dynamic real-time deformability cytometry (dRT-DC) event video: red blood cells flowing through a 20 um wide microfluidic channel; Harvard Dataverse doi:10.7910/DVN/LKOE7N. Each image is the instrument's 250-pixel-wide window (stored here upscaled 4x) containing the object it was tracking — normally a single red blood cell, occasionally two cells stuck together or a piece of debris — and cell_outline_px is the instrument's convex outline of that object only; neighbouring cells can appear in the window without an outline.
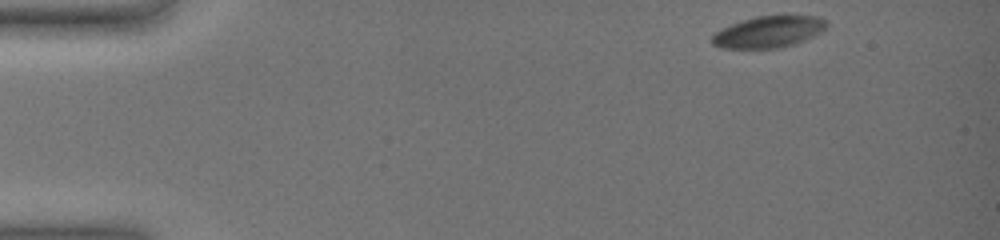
{"species": "common noctule bat (a hibernating species)", "species_latin": "Nyctalus noctula", "temperature_condition": "warm", "stored_images_in_passage": 49, "camera_frame_rate_fps": 3000, "um_per_image_px": 0.085, "animal": {"sex": "female", "body_mass_g": 19.0, "forearm_length_mm": 51.5}, "frame": {"image": 1, "passage_image": 1, "time_ms": 0.0, "image_size_px": [1000, 240], "cell_outline_px": [[828, 28], [796, 44], [780, 48], [720, 48], [712, 44], [712, 36], [720, 28], [756, 16], [820, 16], [828, 20]], "centroid_in_image_um": [65.36, 2.71], "position_along_channel_um": 19.6, "area_um2": 21.1}}
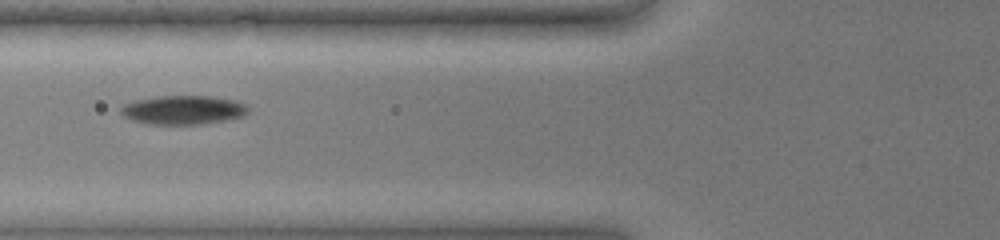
{"frame": {"image": 2, "passage_image": 18, "time_ms": 5.667, "image_size_px": [1000, 240], "cell_outline_px": [[248, 112], [244, 116], [224, 120], [196, 124], [152, 124], [132, 120], [124, 116], [120, 112], [120, 108], [124, 104], [136, 100], [156, 96], [212, 96], [236, 100], [248, 104]], "centroid_in_image_um": [15.59, 9.33], "position_along_channel_um": 110.2, "area_um2": 21.44}}
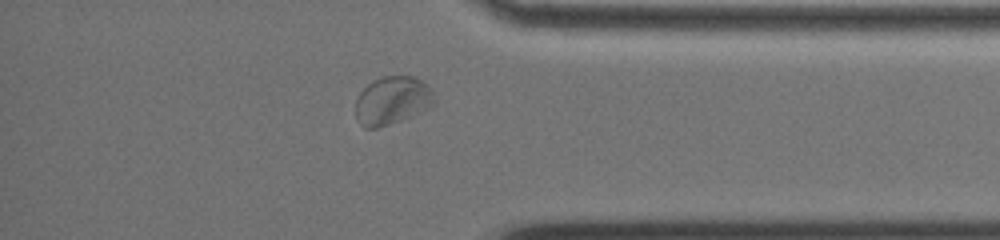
{"frame": {"image": 3, "passage_image": 43, "time_ms": 14.0, "image_size_px": [1000, 240], "cell_outline_px": [[436, 104], [420, 112], [400, 120], [376, 128], [364, 128], [356, 120], [356, 100], [360, 92], [372, 80], [384, 76], [412, 76], [428, 84], [432, 92]], "centroid_in_image_um": [33.33, 8.54], "position_along_channel_um": 401.9, "area_um2": 22.02}, "authors_computed_cell_mechanics": {"area_um2": 20.9236, "velocity_mm_per_s": 3.5248, "shape_relaxation_time_tau1_ms": 8.4187, "shape_relaxation_time_tau2_ms": 3.5749, "deformation_change_tau1": 0.1533, "deformation_change_tau2": 0.0518}}